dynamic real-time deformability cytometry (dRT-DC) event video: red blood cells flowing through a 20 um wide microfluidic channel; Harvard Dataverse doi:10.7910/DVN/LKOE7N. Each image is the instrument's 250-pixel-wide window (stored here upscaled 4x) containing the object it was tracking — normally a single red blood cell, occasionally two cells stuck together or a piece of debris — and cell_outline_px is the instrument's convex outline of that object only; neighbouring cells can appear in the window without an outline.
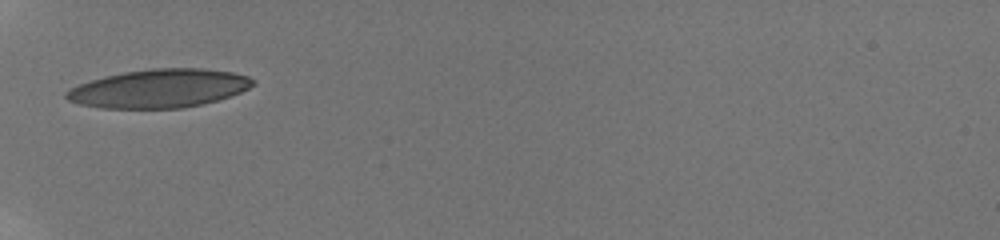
{"species": "human", "species_latin": "Homo sapiens", "temperature_condition": "room temperature", "stored_images_in_passage": 2, "camera_frame_rate_fps": 3000, "um_per_image_px": 0.085, "donor": {"sex": "male"}, "frame": {"image": 1, "passage_image": 1, "time_ms": 0.0, "image_size_px": [1000, 240], "cell_outline_px": [[256, 84], [232, 96], [204, 104], [184, 108], [100, 108], [80, 104], [68, 100], [64, 96], [64, 92], [80, 84], [104, 76], [124, 72], [152, 68], [204, 68], [232, 72], [248, 76], [256, 80]], "centroid_in_image_um": [13.57, 7.52], "position_along_channel_um": 71.4, "area_um2": 42.02}}